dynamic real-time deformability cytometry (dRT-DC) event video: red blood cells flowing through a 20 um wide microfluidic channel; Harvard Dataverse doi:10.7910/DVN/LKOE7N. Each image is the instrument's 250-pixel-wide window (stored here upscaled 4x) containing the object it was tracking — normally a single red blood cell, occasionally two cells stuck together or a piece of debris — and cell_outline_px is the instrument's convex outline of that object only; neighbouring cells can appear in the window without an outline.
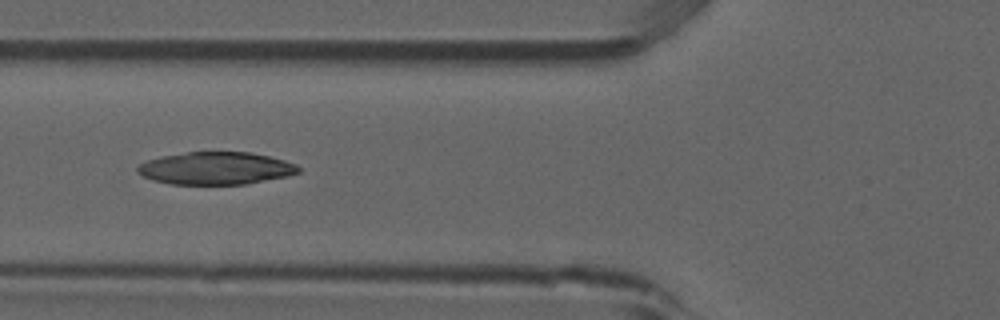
{"species": "common noctule bat (a hibernating species)", "species_latin": "Nyctalus noctula", "temperature_condition": "room temperature", "stored_images_in_passage": 6, "camera_frame_rate_fps": 3000, "um_per_image_px": 0.085, "animal": {"sex": "male", "forearm_length_mm": 52.5}, "frame": {"image": 1, "passage_image": 5, "time_ms": 1.333, "image_size_px": [1000, 320], "cell_outline_px": [[300, 172], [288, 176], [244, 184], [172, 184], [152, 180], [136, 172], [136, 168], [140, 164], [148, 160], [160, 156], [188, 152], [248, 152], [268, 156], [284, 160], [296, 164], [300, 168]], "centroid_in_image_um": [18.34, 14.3], "position_along_channel_um": 107.5, "area_um2": 30.4}}
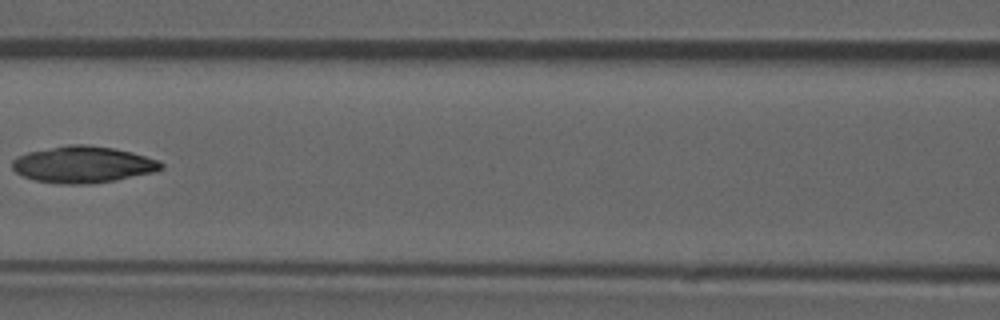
{"frame": {"image": 2, "passage_image": 6, "time_ms": 1.667, "image_size_px": [1000, 320], "cell_outline_px": [[164, 168], [156, 172], [116, 180], [84, 184], [60, 184], [36, 180], [24, 176], [16, 172], [12, 168], [12, 160], [28, 152], [68, 144], [84, 144], [112, 148], [132, 152], [160, 160], [164, 164]], "centroid_in_image_um": [7.11, 13.98], "position_along_channel_um": 159.5, "area_um2": 31.73}}